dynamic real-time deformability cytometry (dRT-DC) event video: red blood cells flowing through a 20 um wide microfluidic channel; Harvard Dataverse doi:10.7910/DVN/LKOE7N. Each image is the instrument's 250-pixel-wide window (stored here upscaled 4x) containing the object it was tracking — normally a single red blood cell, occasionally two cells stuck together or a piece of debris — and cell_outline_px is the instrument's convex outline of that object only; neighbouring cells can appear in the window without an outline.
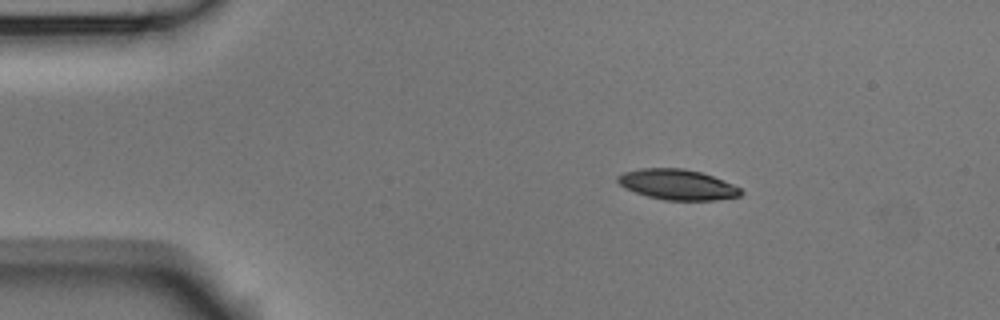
{"species": "Egyptian fruit bat (a non-hibernating species)", "species_latin": "Rousettus aegyptiacus", "temperature_condition": "room temperature", "stored_images_in_passage": 4, "camera_frame_rate_fps": 3000, "um_per_image_px": 0.085, "animal": {"sex": "male"}, "frame": {"image": 1, "passage_image": 2, "time_ms": 0.333, "image_size_px": [1000, 320], "cell_outline_px": [[744, 192], [740, 196], [716, 200], [664, 200], [648, 196], [624, 188], [616, 180], [616, 176], [624, 172], [640, 168], [684, 168], [700, 172], [712, 176], [732, 184], [740, 188]], "centroid_in_image_um": [57.56, 15.68], "position_along_channel_um": 27.4, "area_um2": 21.79}}
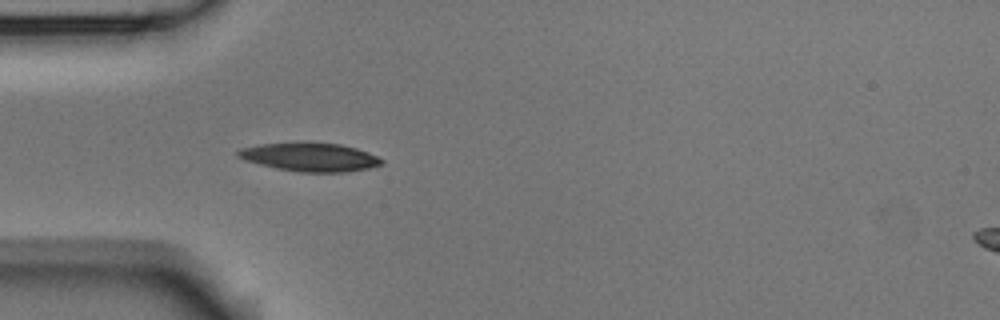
{"frame": {"image": 2, "passage_image": 4, "time_ms": 1.0, "image_size_px": [1000, 320], "cell_outline_px": [[384, 164], [368, 168], [344, 172], [300, 172], [276, 168], [244, 160], [236, 156], [236, 152], [240, 148], [260, 144], [340, 144], [356, 148], [368, 152], [384, 160]], "centroid_in_image_um": [26.35, 13.38], "position_along_channel_um": 58.6, "area_um2": 23.29}}